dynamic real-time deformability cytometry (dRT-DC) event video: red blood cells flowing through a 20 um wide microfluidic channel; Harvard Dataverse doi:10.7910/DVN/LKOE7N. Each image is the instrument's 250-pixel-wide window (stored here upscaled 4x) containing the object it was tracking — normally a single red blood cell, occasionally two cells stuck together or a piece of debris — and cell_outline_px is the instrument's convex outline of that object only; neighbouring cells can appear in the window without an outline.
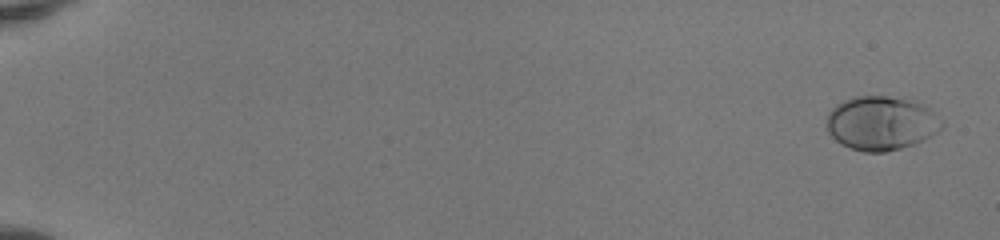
{"species": "human", "species_latin": "Homo sapiens", "temperature_condition": "room temperature", "stored_images_in_passage": 51, "camera_frame_rate_fps": 3000, "um_per_image_px": 0.085, "donor": {"sex": "female"}, "frame": {"image": 1, "passage_image": 1, "time_ms": 0.0, "image_size_px": [1000, 240], "cell_outline_px": [[944, 124], [936, 132], [924, 140], [900, 148], [884, 152], [864, 152], [840, 144], [828, 132], [828, 112], [836, 104], [852, 96], [884, 96], [908, 100], [924, 104]], "centroid_in_image_um": [74.87, 10.47], "position_along_channel_um": 10.1, "area_um2": 35.84}}
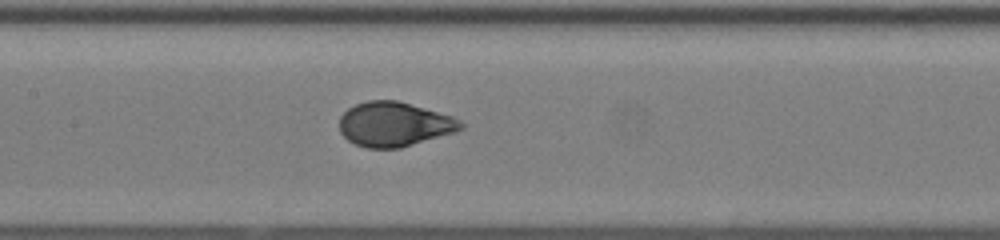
{"frame": {"image": 2, "passage_image": 27, "time_ms": 8.667, "image_size_px": [1000, 240], "cell_outline_px": [[464, 128], [456, 132], [400, 148], [368, 148], [356, 144], [348, 140], [340, 132], [340, 116], [348, 108], [356, 104], [368, 100], [396, 100], [452, 116], [460, 120], [464, 124]], "centroid_in_image_um": [33.52, 10.56], "position_along_channel_um": 173.9, "area_um2": 31.39}}
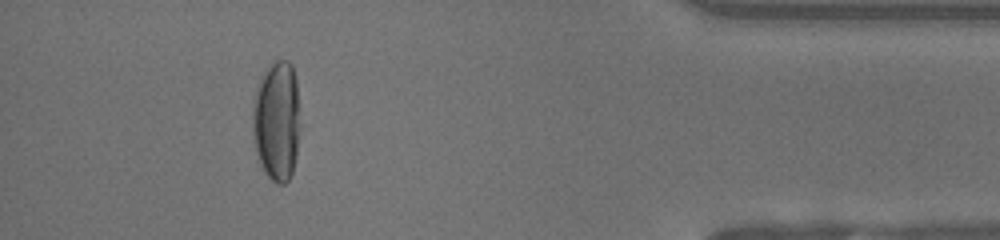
{"frame": {"image": 3, "passage_image": 47, "time_ms": 15.333, "image_size_px": [1000, 240], "cell_outline_px": [[300, 128], [296, 156], [292, 172], [288, 180], [284, 184], [276, 184], [264, 172], [260, 164], [256, 152], [252, 132], [252, 100], [256, 84], [264, 68], [276, 60], [288, 60], [292, 64], [296, 80], [300, 124]], "centroid_in_image_um": [23.5, 10.24], "position_along_channel_um": 411.7, "area_um2": 34.16}, "authors_computed_cell_mechanics": {"area_um2": 32.657, "velocity_mm_per_s": 4.1385, "shape_relaxation_time_tau1_ms": 3.9956, "shape_relaxation_time_tau2_ms": null, "deformation_change_tau1": 0.2197, "deformation_change_tau2": null}}